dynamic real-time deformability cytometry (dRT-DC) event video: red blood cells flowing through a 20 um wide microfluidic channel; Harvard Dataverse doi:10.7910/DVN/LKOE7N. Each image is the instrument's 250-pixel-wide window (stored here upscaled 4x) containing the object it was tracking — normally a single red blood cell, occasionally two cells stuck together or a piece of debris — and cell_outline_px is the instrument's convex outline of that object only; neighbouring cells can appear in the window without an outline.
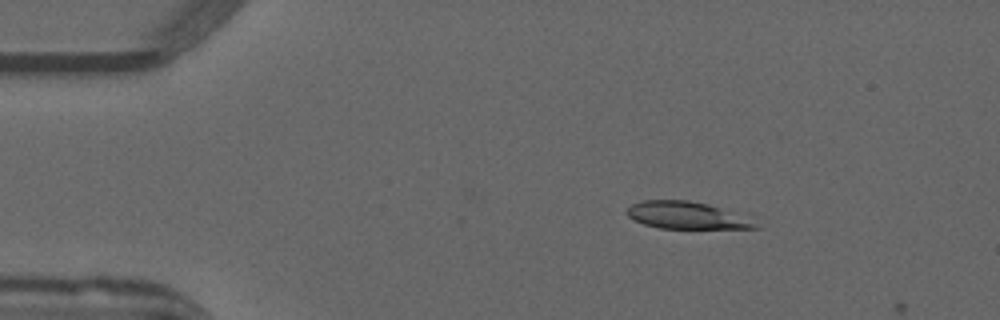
{"species": "common noctule bat (a hibernating species)", "species_latin": "Nyctalus noctula", "temperature_condition": "warm", "stored_images_in_passage": 10, "camera_frame_rate_fps": 3000, "um_per_image_px": 0.085, "animal": {"sex": "male", "forearm_length_mm": 52.5}, "frame": {"image": 1, "passage_image": 8, "time_ms": 2.333, "image_size_px": [1000, 320], "cell_outline_px": [[760, 228], [660, 228], [644, 224], [632, 220], [624, 212], [632, 204], [644, 200], [688, 200], [748, 212]], "centroid_in_image_um": [58.5, 18.29], "position_along_channel_um": 26.5, "area_um2": 21.1}}